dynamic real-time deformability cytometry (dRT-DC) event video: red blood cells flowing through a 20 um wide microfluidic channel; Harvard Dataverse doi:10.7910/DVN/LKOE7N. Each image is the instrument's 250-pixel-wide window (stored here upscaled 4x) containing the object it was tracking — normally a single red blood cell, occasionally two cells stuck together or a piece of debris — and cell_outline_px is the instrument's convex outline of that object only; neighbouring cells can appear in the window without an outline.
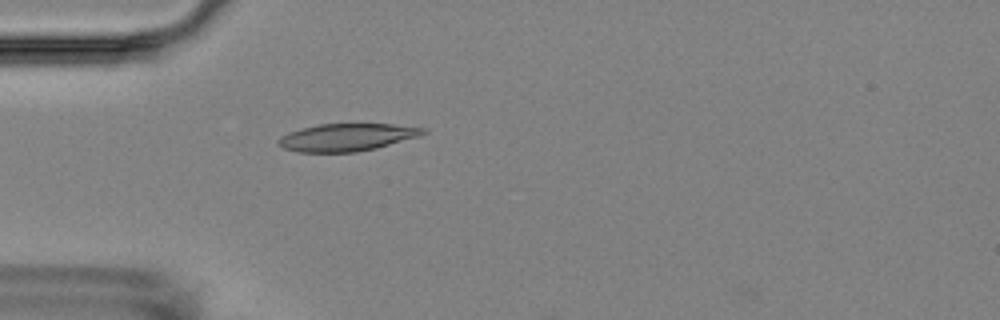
{"species": "Egyptian fruit bat (a non-hibernating species)", "species_latin": "Rousettus aegyptiacus", "temperature_condition": "room temperature", "stored_images_in_passage": 1, "camera_frame_rate_fps": 3000, "um_per_image_px": 0.085, "animal": {"sex": "female"}, "frame": {"image": 1, "passage_image": 1, "time_ms": 0.0, "image_size_px": [1000, 320], "cell_outline_px": [[428, 132], [420, 136], [376, 148], [356, 152], [296, 152], [284, 148], [276, 144], [276, 140], [280, 136], [288, 132], [320, 124], [392, 124], [428, 128]], "centroid_in_image_um": [29.49, 11.67], "position_along_channel_um": 55.5, "area_um2": 23.29}}